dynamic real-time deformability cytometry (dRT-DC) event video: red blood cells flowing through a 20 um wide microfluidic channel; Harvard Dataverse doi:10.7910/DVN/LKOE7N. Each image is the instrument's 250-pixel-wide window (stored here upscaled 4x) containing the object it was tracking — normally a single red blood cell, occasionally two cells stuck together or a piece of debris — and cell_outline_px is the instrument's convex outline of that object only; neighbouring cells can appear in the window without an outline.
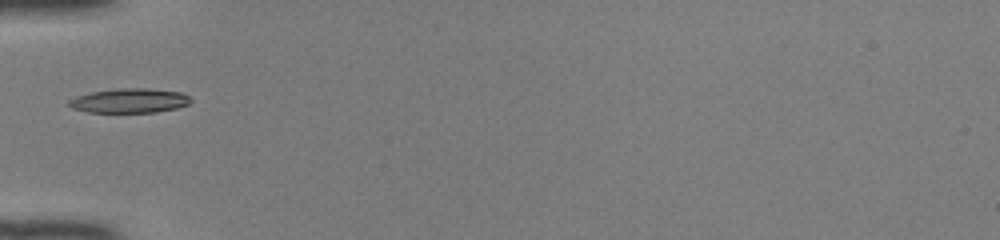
{"species": "common noctule bat (a hibernating species)", "species_latin": "Nyctalus noctula", "temperature_condition": "room temperature", "stored_images_in_passage": 33, "camera_frame_rate_fps": 3000, "um_per_image_px": 0.085, "animal": {"sex": "female", "body_mass_g": 22.0, "forearm_length_mm": 56.7}, "frame": {"image": 1, "passage_image": 1, "time_ms": 0.0, "image_size_px": [1000, 240], "cell_outline_px": [[192, 100], [188, 104], [176, 108], [156, 112], [88, 112], [72, 108], [64, 104], [68, 100], [76, 96], [92, 92], [120, 88], [148, 88], [180, 92], [188, 96]], "centroid_in_image_um": [10.96, 8.56], "position_along_channel_um": 74.0, "area_um2": 17.34}, "authors_computed_cell_mechanics": {"area_um2": 16.9932, "velocity_mm_per_s": 4.1348, "shape_relaxation_time_tau1_ms": 6.8378, "shape_relaxation_time_tau2_ms": 3.3548, "deformation_change_tau1": 0.1951, "deformation_change_tau2": 0.0652}}